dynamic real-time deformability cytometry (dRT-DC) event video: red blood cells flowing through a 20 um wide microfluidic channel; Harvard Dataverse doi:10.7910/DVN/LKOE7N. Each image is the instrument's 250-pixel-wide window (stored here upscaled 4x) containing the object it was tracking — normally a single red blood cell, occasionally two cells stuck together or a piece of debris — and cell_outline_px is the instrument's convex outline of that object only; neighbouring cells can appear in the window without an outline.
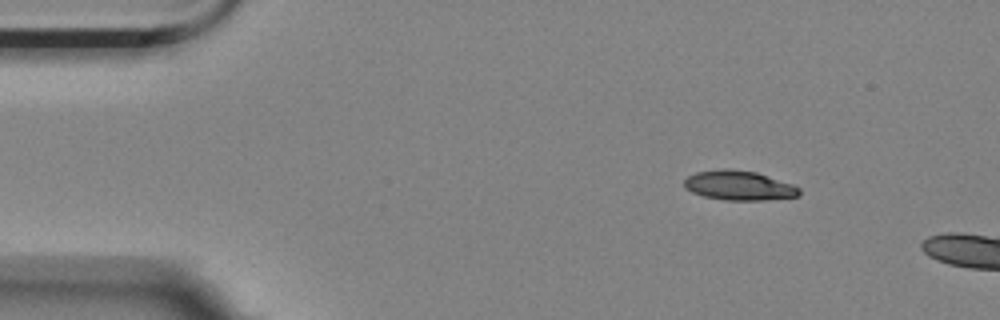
{"species": "Egyptian fruit bat (a non-hibernating species)", "species_latin": "Rousettus aegyptiacus", "temperature_condition": "room temperature", "stored_images_in_passage": 5, "camera_frame_rate_fps": 3000, "um_per_image_px": 0.085, "animal": {"sex": "female"}, "frame": {"image": 1, "passage_image": 2, "time_ms": 0.333, "image_size_px": [1000, 320], "cell_outline_px": [[800, 196], [764, 200], [724, 200], [704, 196], [692, 192], [684, 188], [684, 180], [688, 176], [696, 172], [720, 168], [728, 168], [756, 172], [792, 184], [800, 188]], "centroid_in_image_um": [62.8, 15.76], "position_along_channel_um": 22.2, "area_um2": 19.88}}